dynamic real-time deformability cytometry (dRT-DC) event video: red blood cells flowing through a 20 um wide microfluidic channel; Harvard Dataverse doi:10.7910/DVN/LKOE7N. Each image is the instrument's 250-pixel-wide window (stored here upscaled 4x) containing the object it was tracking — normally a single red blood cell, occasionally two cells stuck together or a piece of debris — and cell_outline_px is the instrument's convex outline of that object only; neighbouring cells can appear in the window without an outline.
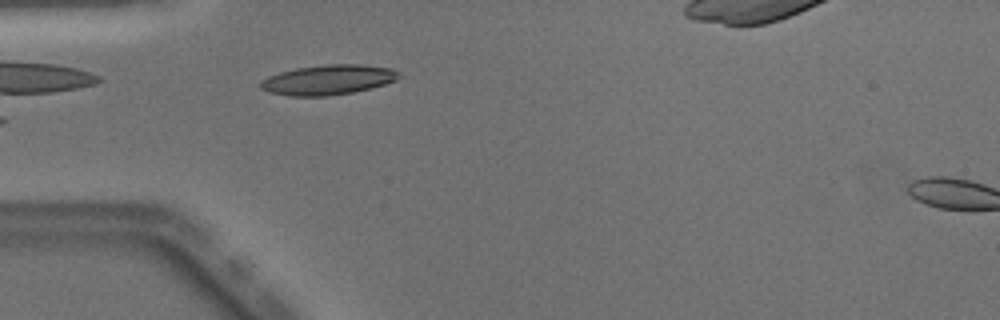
{"species": "Egyptian fruit bat (a non-hibernating species)", "species_latin": "Rousettus aegyptiacus", "temperature_condition": "warm", "stored_images_in_passage": 34, "camera_frame_rate_fps": 3000, "um_per_image_px": 0.085, "animal": {"sex": "male"}, "frame": {"image": 1, "passage_image": 2, "time_ms": 0.333, "image_size_px": [1000, 320], "cell_outline_px": [[400, 76], [396, 80], [384, 84], [352, 92], [328, 96], [288, 96], [268, 92], [260, 88], [260, 80], [268, 76], [280, 72], [296, 68], [328, 64], [360, 64], [392, 68]], "centroid_in_image_um": [27.83, 6.78], "position_along_channel_um": 57.2, "area_um2": 24.04}}
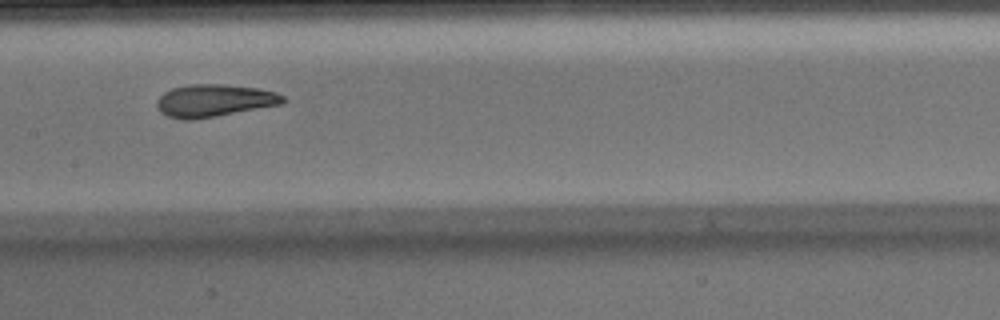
{"frame": {"image": 2, "passage_image": 12, "time_ms": 3.667, "image_size_px": [1000, 320], "cell_outline_px": [[288, 100], [280, 104], [196, 120], [184, 120], [168, 116], [160, 112], [156, 104], [156, 100], [164, 92], [172, 88], [188, 84], [224, 84], [256, 88], [276, 92], [284, 96]], "centroid_in_image_um": [18.18, 8.55], "position_along_channel_um": 189.2, "area_um2": 23.93}}
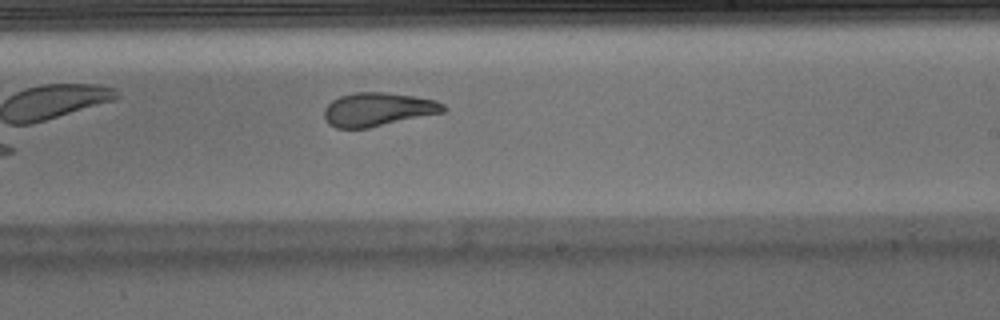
{"frame": {"image": 3, "passage_image": 17, "time_ms": 5.333, "image_size_px": [1000, 320], "cell_outline_px": [[448, 108], [444, 112], [368, 128], [336, 128], [328, 124], [324, 116], [324, 108], [332, 100], [340, 96], [356, 92], [384, 92], [416, 96], [436, 100], [444, 104]], "centroid_in_image_um": [32.13, 9.29], "position_along_channel_um": 256.9, "area_um2": 23.41}}